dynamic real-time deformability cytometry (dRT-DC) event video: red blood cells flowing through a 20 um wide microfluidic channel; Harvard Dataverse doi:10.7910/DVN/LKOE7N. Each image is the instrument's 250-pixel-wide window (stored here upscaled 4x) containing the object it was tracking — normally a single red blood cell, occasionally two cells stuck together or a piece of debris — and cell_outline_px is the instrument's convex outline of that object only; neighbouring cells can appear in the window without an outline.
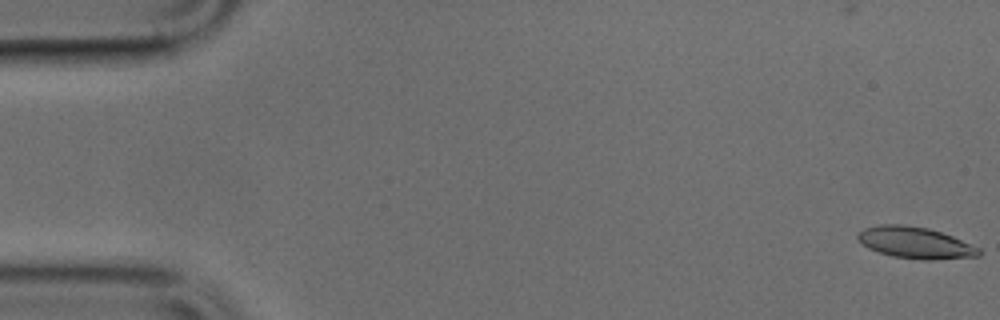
{"species": "common noctule bat (a hibernating species)", "species_latin": "Nyctalus noctula", "temperature_condition": "cold", "stored_images_in_passage": 18, "camera_frame_rate_fps": 3000, "um_per_image_px": 0.085, "animal": {"sex": "male", "body_mass_g": 17.9, "forearm_length_mm": 54.2}, "frame": {"image": 1, "passage_image": 1, "time_ms": 0.0, "image_size_px": [1000, 320], "cell_outline_px": [[984, 252], [980, 256], [932, 260], [920, 260], [892, 256], [868, 248], [856, 236], [864, 228], [880, 224], [904, 224], [928, 228], [952, 236], [980, 248]], "centroid_in_image_um": [77.84, 20.63], "position_along_channel_um": 7.2, "area_um2": 22.25}}
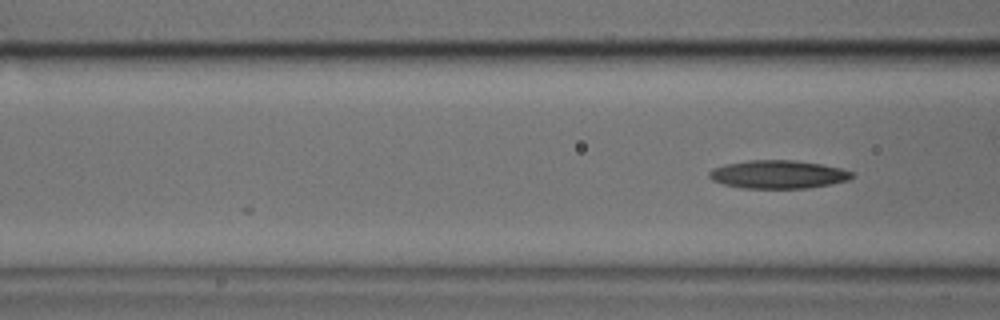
{"frame": {"image": 2, "passage_image": 18, "time_ms": 5.667, "image_size_px": [1000, 320], "cell_outline_px": [[856, 176], [848, 180], [832, 184], [808, 188], [740, 188], [724, 184], [712, 180], [708, 176], [708, 172], [712, 168], [724, 164], [748, 160], [796, 160], [820, 164], [840, 168], [852, 172]], "centroid_in_image_um": [66.13, 14.82], "position_along_channel_um": 100.5, "area_um2": 23.64}}